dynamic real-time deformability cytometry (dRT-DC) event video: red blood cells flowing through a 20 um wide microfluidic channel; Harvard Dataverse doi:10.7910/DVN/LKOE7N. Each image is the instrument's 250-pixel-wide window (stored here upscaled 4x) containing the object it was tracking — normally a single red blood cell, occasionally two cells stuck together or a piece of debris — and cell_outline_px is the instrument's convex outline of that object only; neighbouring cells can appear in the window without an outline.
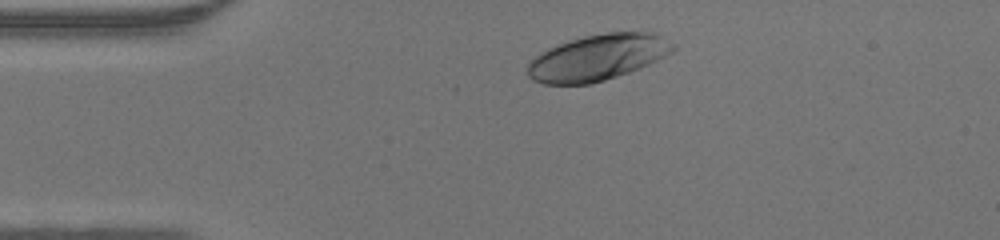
{"species": "human", "species_latin": "Homo sapiens", "temperature_condition": "warm", "stored_images_in_passage": 33, "camera_frame_rate_fps": 3000, "um_per_image_px": 0.085, "donor": {"sex": "male"}, "frame": {"image": 1, "passage_image": 3, "time_ms": 0.667, "image_size_px": [1000, 240], "cell_outline_px": [[676, 48], [672, 52], [640, 68], [592, 84], [544, 84], [532, 80], [528, 76], [524, 68], [528, 60], [540, 52], [556, 44], [584, 36], [608, 32], [656, 32], [676, 44]], "centroid_in_image_um": [50.76, 4.88], "position_along_channel_um": 34.2, "area_um2": 39.42}}
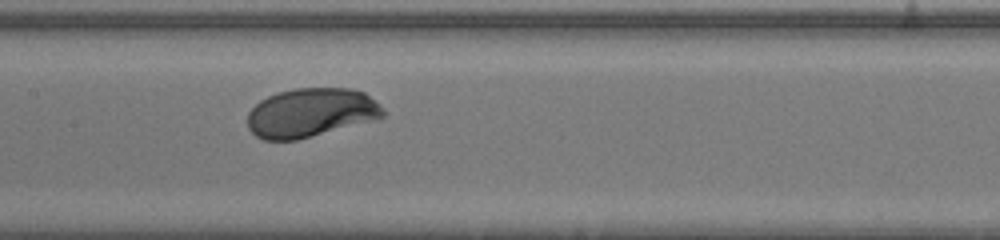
{"frame": {"image": 2, "passage_image": 16, "time_ms": 5.0, "image_size_px": [1000, 240], "cell_outline_px": [[384, 116], [372, 120], [296, 140], [264, 140], [256, 136], [248, 128], [248, 112], [260, 100], [268, 96], [280, 92], [296, 88], [352, 88], [364, 92], [380, 104], [384, 108]], "centroid_in_image_um": [26.41, 9.57], "position_along_channel_um": 181.0, "area_um2": 38.38}}
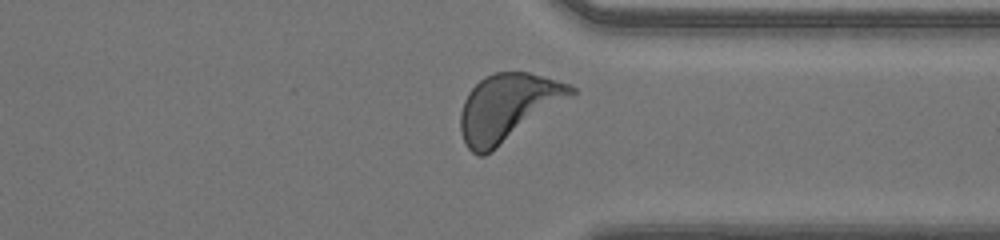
{"frame": {"image": 3, "passage_image": 29, "time_ms": 9.333, "image_size_px": [1000, 240], "cell_outline_px": [[576, 92], [572, 96], [492, 152], [484, 156], [480, 156], [472, 152], [464, 144], [460, 132], [460, 112], [464, 100], [468, 92], [484, 76], [496, 72], [528, 72], [556, 80], [568, 84], [576, 88]], "centroid_in_image_um": [43.12, 9.15], "position_along_channel_um": 368.3, "area_um2": 43.18}}